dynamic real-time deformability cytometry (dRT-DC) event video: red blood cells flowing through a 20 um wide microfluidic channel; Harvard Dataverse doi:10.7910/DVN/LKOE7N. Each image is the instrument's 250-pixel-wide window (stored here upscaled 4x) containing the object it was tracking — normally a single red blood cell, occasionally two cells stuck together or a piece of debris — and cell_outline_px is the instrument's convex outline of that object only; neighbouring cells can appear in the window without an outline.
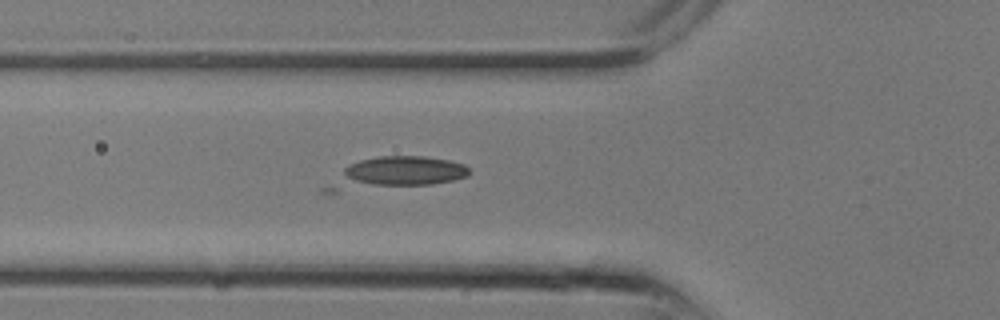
{"species": "common noctule bat (a hibernating species)", "species_latin": "Nyctalus noctula", "temperature_condition": "room temperature", "stored_images_in_passage": 20, "camera_frame_rate_fps": 3000, "um_per_image_px": 0.085, "animal": {"sex": "male", "body_mass_g": 13.3}, "frame": {"image": 1, "passage_image": 4, "time_ms": 1.0, "image_size_px": [1000, 320], "cell_outline_px": [[468, 176], [452, 180], [432, 184], [372, 184], [344, 180], [344, 168], [348, 164], [360, 160], [380, 156], [424, 156], [448, 160], [464, 164], [468, 168]], "centroid_in_image_um": [34.36, 14.49], "position_along_channel_um": 91.4, "area_um2": 21.27}}
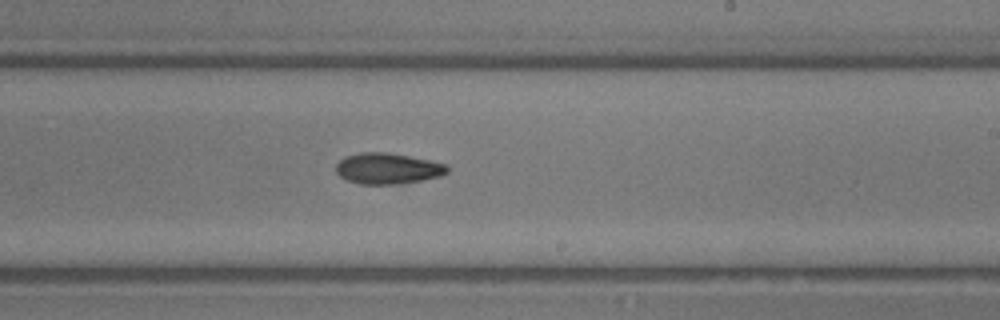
{"frame": {"image": 2, "passage_image": 10, "time_ms": 3.0, "image_size_px": [1000, 320], "cell_outline_px": [[448, 172], [440, 176], [400, 184], [360, 184], [348, 180], [340, 176], [336, 172], [336, 164], [344, 156], [360, 152], [384, 152], [408, 156], [448, 164]], "centroid_in_image_um": [32.94, 14.32], "position_along_channel_um": 256.1, "area_um2": 20.0}}
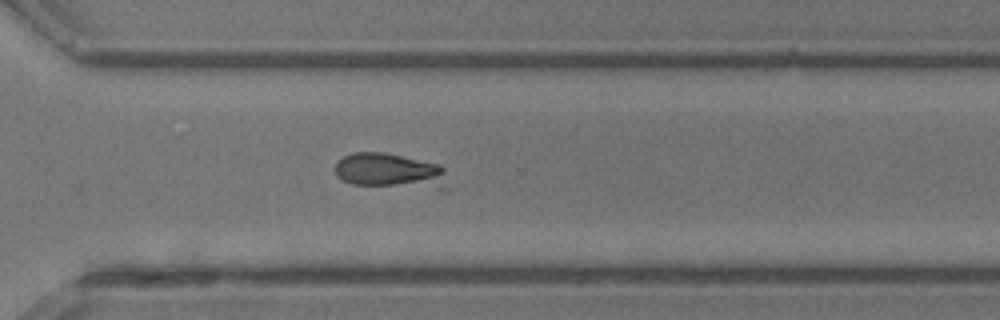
{"frame": {"image": 3, "passage_image": 13, "time_ms": 4.0, "image_size_px": [1000, 320], "cell_outline_px": [[448, 188], [444, 192], [436, 192], [352, 184], [336, 176], [336, 160], [352, 152], [384, 152], [440, 164], [444, 168]], "centroid_in_image_um": [33.27, 14.6], "position_along_channel_um": 337.3, "area_um2": 24.45}}